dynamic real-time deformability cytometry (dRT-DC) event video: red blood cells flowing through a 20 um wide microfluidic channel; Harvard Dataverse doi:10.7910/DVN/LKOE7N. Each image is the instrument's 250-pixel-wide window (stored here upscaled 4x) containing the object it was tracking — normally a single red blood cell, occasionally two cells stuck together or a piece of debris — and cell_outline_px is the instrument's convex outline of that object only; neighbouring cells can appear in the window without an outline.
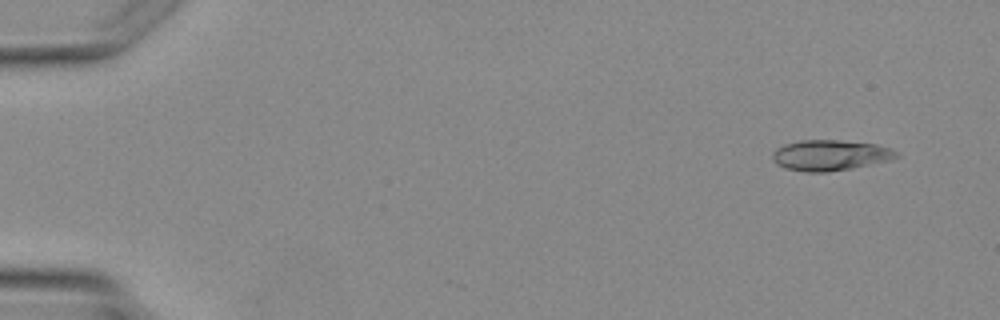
{"species": "Egyptian fruit bat (a non-hibernating species)", "species_latin": "Rousettus aegyptiacus", "temperature_condition": "warm", "stored_images_in_passage": 4, "camera_frame_rate_fps": 3000, "um_per_image_px": 0.085, "animal": {"sex": "female"}, "frame": {"image": 1, "passage_image": 1, "time_ms": 0.0, "image_size_px": [1000, 320], "cell_outline_px": [[900, 156], [888, 160], [852, 168], [828, 172], [804, 172], [784, 168], [776, 164], [772, 160], [772, 152], [776, 148], [784, 144], [800, 140], [836, 140], [876, 144], [900, 152]], "centroid_in_image_um": [70.52, 13.2], "position_along_channel_um": 14.5, "area_um2": 22.2}}
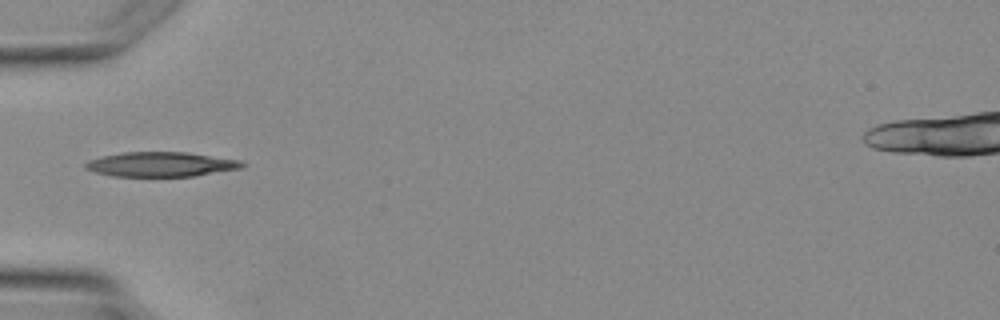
{"frame": {"image": 2, "passage_image": 4, "time_ms": 3.667, "image_size_px": [1000, 320], "cell_outline_px": [[244, 164], [240, 168], [196, 176], [112, 176], [96, 172], [84, 168], [84, 164], [88, 160], [104, 156], [124, 152], [184, 152], [240, 160]], "centroid_in_image_um": [13.65, 13.97], "position_along_channel_um": 71.4, "area_um2": 22.25}}